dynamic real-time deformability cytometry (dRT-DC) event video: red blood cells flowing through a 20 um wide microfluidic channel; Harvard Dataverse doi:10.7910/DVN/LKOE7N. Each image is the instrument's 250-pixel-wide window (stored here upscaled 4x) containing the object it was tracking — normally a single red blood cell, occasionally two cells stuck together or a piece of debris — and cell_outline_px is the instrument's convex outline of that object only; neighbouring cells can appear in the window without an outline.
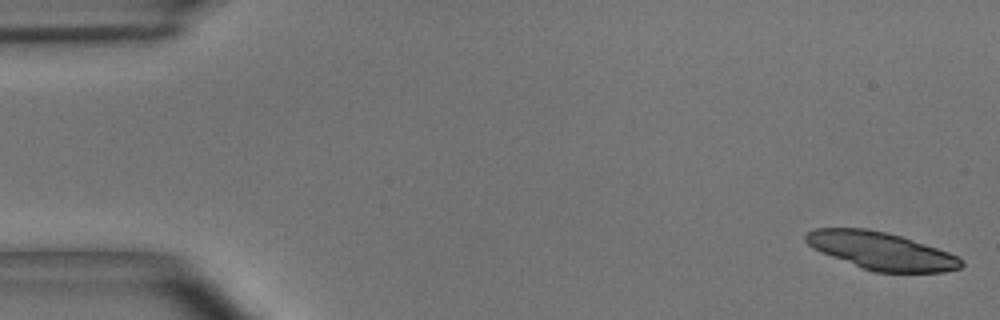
{"species": "common noctule bat (a hibernating species)", "species_latin": "Nyctalus noctula", "temperature_condition": "room temperature", "stored_images_in_passage": 37, "camera_frame_rate_fps": 3000, "um_per_image_px": 0.085, "animal": {"sex": "male", "body_mass_g": 15.6}, "frame": {"image": 1, "passage_image": 1, "time_ms": 0.0, "image_size_px": [1000, 320], "cell_outline_px": [[964, 264], [960, 268], [944, 272], [876, 272], [864, 268], [820, 252], [812, 248], [804, 240], [804, 236], [808, 232], [816, 228], [868, 228], [900, 236], [948, 252], [964, 260]], "centroid_in_image_um": [74.89, 21.32], "position_along_channel_um": 10.1, "area_um2": 33.58}}
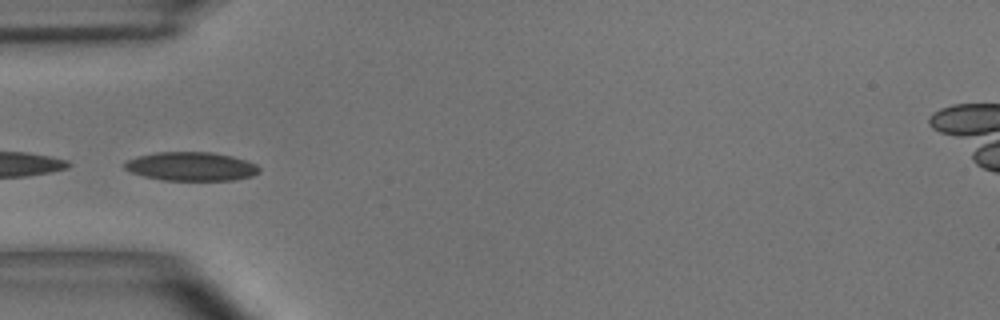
{"frame": {"image": 2, "passage_image": 17, "time_ms": 5.333, "image_size_px": [1000, 320], "cell_outline_px": [[260, 172], [252, 176], [236, 180], [160, 180], [144, 176], [132, 172], [124, 168], [120, 164], [124, 160], [136, 156], [156, 152], [212, 152], [232, 156], [256, 164], [260, 168]], "centroid_in_image_um": [16.2, 14.14], "position_along_channel_um": 68.8, "area_um2": 22.83}}
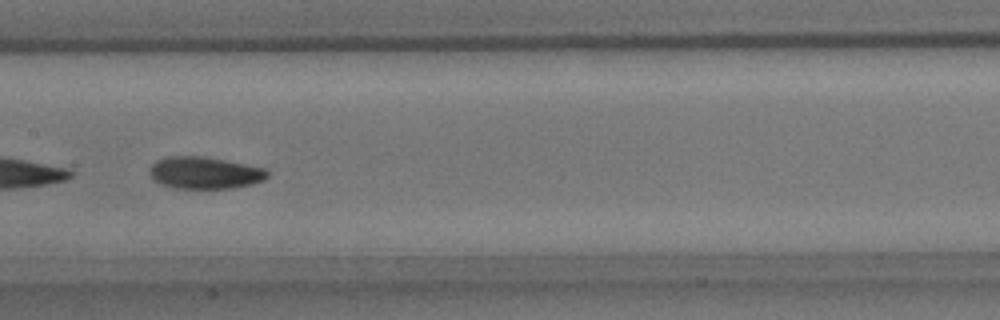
{"frame": {"image": 3, "passage_image": 27, "time_ms": 8.667, "image_size_px": [1000, 320], "cell_outline_px": [[268, 176], [264, 180], [252, 184], [232, 188], [172, 188], [160, 184], [148, 172], [152, 164], [156, 160], [168, 156], [204, 156], [264, 168], [268, 172]], "centroid_in_image_um": [17.38, 14.69], "position_along_channel_um": 190.0, "area_um2": 21.91}}